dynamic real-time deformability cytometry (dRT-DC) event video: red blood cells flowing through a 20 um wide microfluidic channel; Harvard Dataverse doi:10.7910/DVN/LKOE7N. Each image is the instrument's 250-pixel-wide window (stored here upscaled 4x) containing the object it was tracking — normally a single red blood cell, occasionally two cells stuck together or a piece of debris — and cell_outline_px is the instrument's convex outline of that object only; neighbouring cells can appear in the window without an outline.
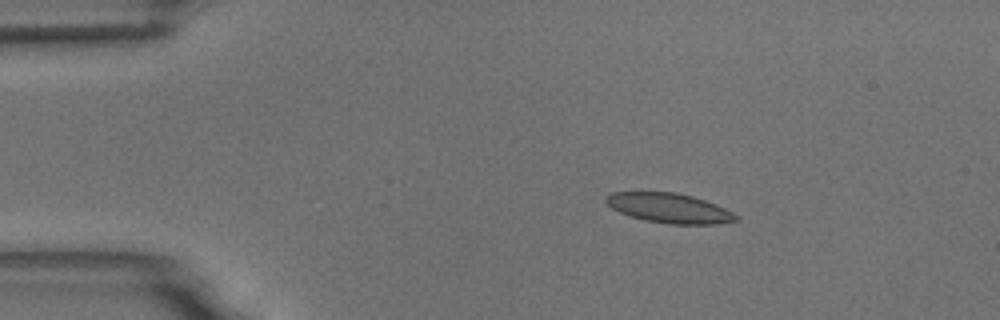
{"species": "common noctule bat (a hibernating species)", "species_latin": "Nyctalus noctula", "temperature_condition": "room temperature", "stored_images_in_passage": 5, "segment_of_instrument_passage": [1, 2], "camera_frame_rate_fps": 3000, "um_per_image_px": 0.085, "animal": {"sex": "male", "body_mass_g": 18.8}, "frame": {"image": 1, "passage_image": 2, "time_ms": 1.333, "image_size_px": [1000, 320], "cell_outline_px": [[740, 220], [716, 224], [668, 224], [648, 220], [632, 216], [620, 212], [612, 208], [604, 200], [604, 196], [612, 192], [676, 192], [692, 196], [716, 204], [740, 216]], "centroid_in_image_um": [56.91, 17.68], "position_along_channel_um": 28.1, "area_um2": 22.43}}